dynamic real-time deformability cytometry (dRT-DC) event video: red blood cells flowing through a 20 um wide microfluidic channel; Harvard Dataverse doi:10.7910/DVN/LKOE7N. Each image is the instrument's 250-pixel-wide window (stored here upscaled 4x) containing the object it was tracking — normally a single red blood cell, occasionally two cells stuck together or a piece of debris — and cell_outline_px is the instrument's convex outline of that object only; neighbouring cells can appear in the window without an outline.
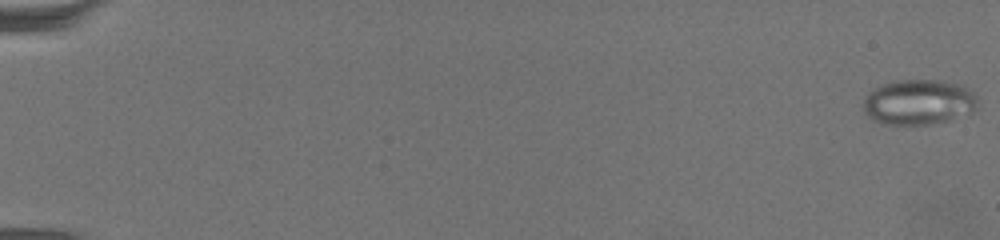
{"species": "common noctule bat (a hibernating species)", "species_latin": "Nyctalus noctula", "temperature_condition": "warm", "stored_images_in_passage": 68, "camera_frame_rate_fps": 3000, "um_per_image_px": 0.085, "animal": {"sex": "female", "body_mass_g": 19.5, "forearm_length_mm": 54.1}, "frame": {"image": 1, "passage_image": 1, "time_ms": 0.0, "image_size_px": [1000, 240], "cell_outline_px": [[976, 108], [972, 112], [948, 120], [928, 124], [884, 124], [872, 120], [864, 112], [864, 96], [872, 88], [880, 84], [892, 80], [940, 80], [960, 84], [968, 88], [976, 96]], "centroid_in_image_um": [78.04, 8.66], "position_along_channel_um": 7.0, "area_um2": 30.35}}
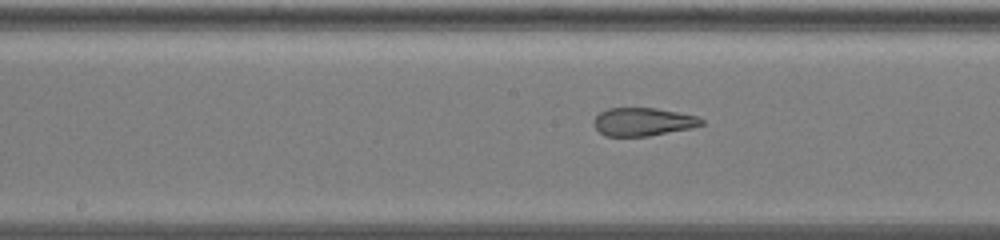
{"frame": {"image": 2, "passage_image": 38, "time_ms": 12.333, "image_size_px": [1000, 240], "cell_outline_px": [[704, 124], [692, 128], [648, 136], [604, 136], [596, 128], [596, 116], [600, 112], [608, 108], [656, 108], [700, 116], [704, 120]], "centroid_in_image_um": [54.72, 10.35], "position_along_channel_um": 193.5, "area_um2": 17.63}}
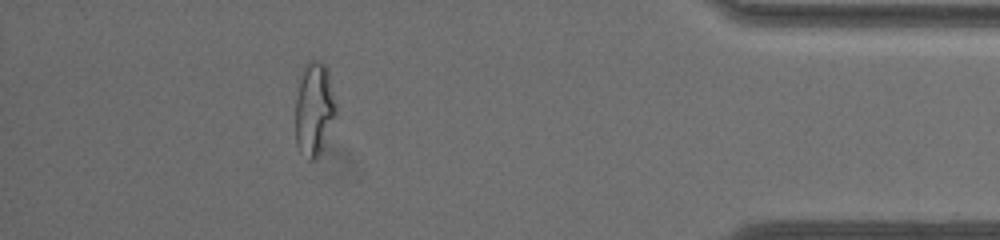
{"frame": {"image": 3, "passage_image": 62, "time_ms": 20.333, "image_size_px": [1000, 240], "cell_outline_px": [[336, 112], [320, 152], [316, 160], [308, 160], [300, 152], [296, 144], [296, 100], [300, 80], [304, 64], [312, 60], [316, 60], [324, 64], [328, 68]], "centroid_in_image_um": [26.68, 9.27], "position_along_channel_um": 408.5, "area_um2": 21.62}, "authors_computed_cell_mechanics": {"area_um2": 22.253, "velocity_mm_per_s": 3.1876, "shape_relaxation_time_tau1_ms": null, "shape_relaxation_time_tau2_ms": 1.3237, "deformation_change_tau1": null, "deformation_change_tau2": 0.0978}}